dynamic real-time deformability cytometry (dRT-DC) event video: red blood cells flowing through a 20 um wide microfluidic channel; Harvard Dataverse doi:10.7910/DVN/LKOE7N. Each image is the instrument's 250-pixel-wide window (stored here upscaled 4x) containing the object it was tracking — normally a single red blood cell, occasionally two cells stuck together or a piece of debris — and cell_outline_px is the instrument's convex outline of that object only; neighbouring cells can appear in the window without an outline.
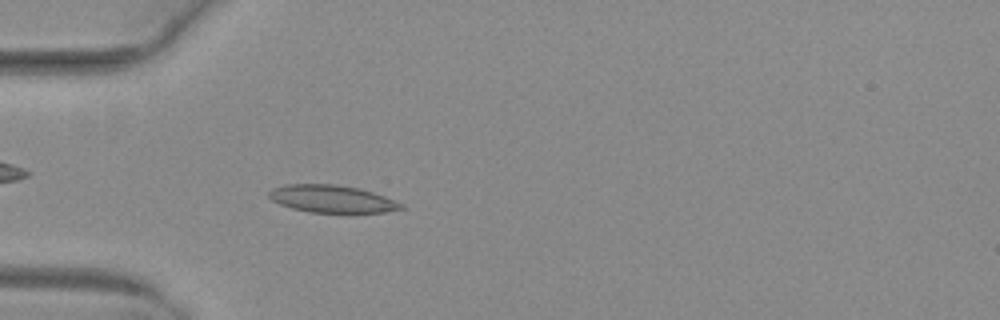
{"species": "common noctule bat (a hibernating species)", "species_latin": "Nyctalus noctula", "temperature_condition": "warm", "stored_images_in_passage": 51, "camera_frame_rate_fps": 3000, "um_per_image_px": 0.085, "animal": {"sex": "female", "body_mass_g": 29.2, "forearm_length_mm": 56.3}, "frame": {"image": 1, "passage_image": 16, "time_ms": 5.0, "image_size_px": [1000, 320], "cell_outline_px": [[404, 208], [384, 212], [308, 212], [292, 208], [280, 204], [272, 200], [268, 196], [268, 192], [272, 188], [284, 184], [336, 184], [360, 188], [384, 196], [404, 204]], "centroid_in_image_um": [28.18, 16.89], "position_along_channel_um": 56.8, "area_um2": 21.1}}
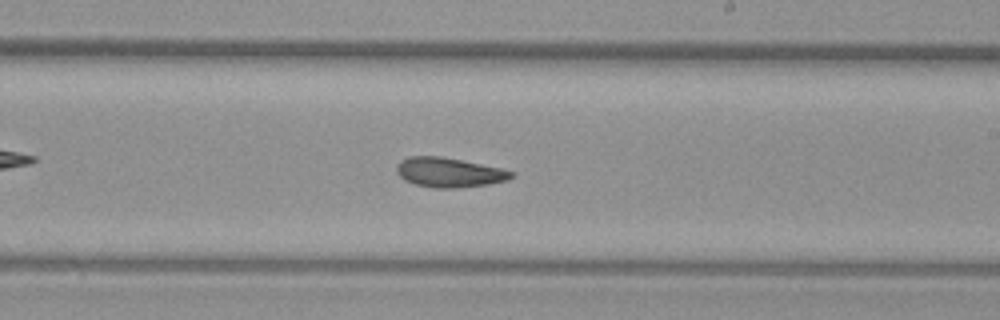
{"frame": {"image": 2, "passage_image": 31, "time_ms": 10.0, "image_size_px": [1000, 320], "cell_outline_px": [[516, 176], [508, 180], [488, 184], [456, 188], [436, 188], [416, 184], [404, 180], [396, 172], [396, 164], [400, 160], [408, 156], [440, 156], [500, 168], [516, 172]], "centroid_in_image_um": [38.17, 14.65], "position_along_channel_um": 250.8, "area_um2": 19.83}}
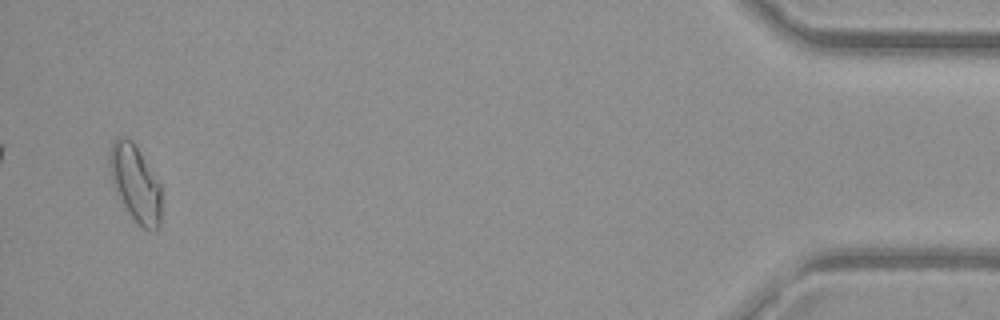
{"frame": {"image": 3, "passage_image": 50, "time_ms": 16.333, "image_size_px": [1000, 320], "cell_outline_px": [[160, 224], [156, 232], [144, 228], [128, 212], [116, 192], [112, 184], [108, 168], [108, 152], [116, 136], [120, 136], [132, 140], [140, 152], [160, 184]], "centroid_in_image_um": [11.47, 15.55], "position_along_channel_um": 423.7, "area_um2": 23.06}, "authors_computed_cell_mechanics": {"area_um2": 20.4034, "velocity_mm_per_s": 4.0383, "shape_relaxation_time_tau1_ms": null, "shape_relaxation_time_tau2_ms": 3.9947, "deformation_change_tau1": null, "deformation_change_tau2": 0.1117}}